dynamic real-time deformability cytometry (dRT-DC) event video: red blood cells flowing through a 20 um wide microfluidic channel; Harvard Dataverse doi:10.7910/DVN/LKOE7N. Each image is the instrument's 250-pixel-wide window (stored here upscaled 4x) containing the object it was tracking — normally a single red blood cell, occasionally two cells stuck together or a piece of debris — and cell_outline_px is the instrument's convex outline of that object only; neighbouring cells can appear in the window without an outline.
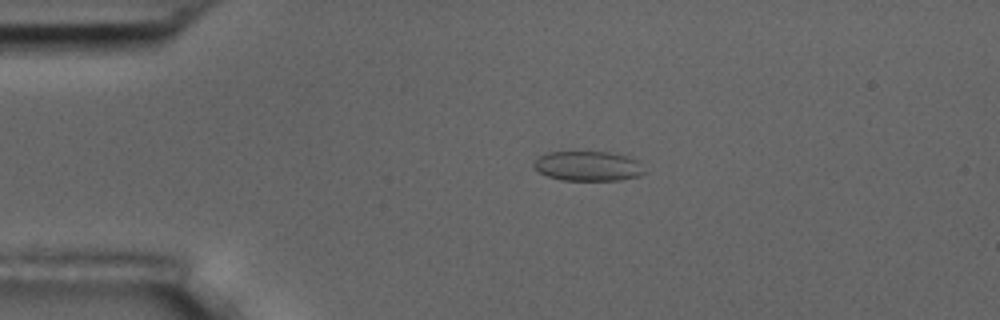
{"species": "common noctule bat (a hibernating species)", "species_latin": "Nyctalus noctula", "temperature_condition": "room temperature", "stored_images_in_passage": 4, "camera_frame_rate_fps": 3000, "um_per_image_px": 0.085, "animal": {"sex": "male", "body_mass_g": 17.5, "forearm_length_mm": 52.3}, "frame": {"image": 1, "passage_image": 3, "time_ms": 2.333, "image_size_px": [1000, 320], "cell_outline_px": [[644, 172], [640, 176], [620, 180], [560, 180], [548, 176], [540, 172], [532, 164], [540, 156], [548, 152], [608, 152], [628, 156], [636, 160]], "centroid_in_image_um": [49.97, 14.12], "position_along_channel_um": 35.0, "area_um2": 18.96}}